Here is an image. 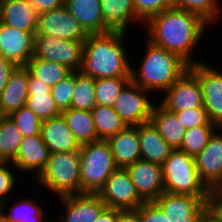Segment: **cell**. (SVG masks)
<instances>
[{"label":"cell","instance_id":"obj_1","mask_svg":"<svg viewBox=\"0 0 222 222\" xmlns=\"http://www.w3.org/2000/svg\"><path fill=\"white\" fill-rule=\"evenodd\" d=\"M143 25L146 38L154 45L178 55L189 66L202 62L192 57L209 27L199 15L173 7L150 17Z\"/></svg>","mask_w":222,"mask_h":222},{"label":"cell","instance_id":"obj_2","mask_svg":"<svg viewBox=\"0 0 222 222\" xmlns=\"http://www.w3.org/2000/svg\"><path fill=\"white\" fill-rule=\"evenodd\" d=\"M124 32L109 31L89 34L84 41L83 63L80 71L95 79L131 77Z\"/></svg>","mask_w":222,"mask_h":222},{"label":"cell","instance_id":"obj_3","mask_svg":"<svg viewBox=\"0 0 222 222\" xmlns=\"http://www.w3.org/2000/svg\"><path fill=\"white\" fill-rule=\"evenodd\" d=\"M146 51L138 69L131 66V80L150 92L162 94L189 68L178 55L146 39ZM137 70V71H136Z\"/></svg>","mask_w":222,"mask_h":222},{"label":"cell","instance_id":"obj_4","mask_svg":"<svg viewBox=\"0 0 222 222\" xmlns=\"http://www.w3.org/2000/svg\"><path fill=\"white\" fill-rule=\"evenodd\" d=\"M164 192L171 194L210 197V190L200 180L195 158L173 149L162 164Z\"/></svg>","mask_w":222,"mask_h":222},{"label":"cell","instance_id":"obj_5","mask_svg":"<svg viewBox=\"0 0 222 222\" xmlns=\"http://www.w3.org/2000/svg\"><path fill=\"white\" fill-rule=\"evenodd\" d=\"M36 183L55 196L80 194L79 151L50 153L44 170Z\"/></svg>","mask_w":222,"mask_h":222},{"label":"cell","instance_id":"obj_6","mask_svg":"<svg viewBox=\"0 0 222 222\" xmlns=\"http://www.w3.org/2000/svg\"><path fill=\"white\" fill-rule=\"evenodd\" d=\"M80 194H98L106 179L118 167L109 143L98 140L80 146Z\"/></svg>","mask_w":222,"mask_h":222},{"label":"cell","instance_id":"obj_7","mask_svg":"<svg viewBox=\"0 0 222 222\" xmlns=\"http://www.w3.org/2000/svg\"><path fill=\"white\" fill-rule=\"evenodd\" d=\"M84 42L64 40L47 34L34 37L33 57L64 65L80 71L83 63Z\"/></svg>","mask_w":222,"mask_h":222},{"label":"cell","instance_id":"obj_8","mask_svg":"<svg viewBox=\"0 0 222 222\" xmlns=\"http://www.w3.org/2000/svg\"><path fill=\"white\" fill-rule=\"evenodd\" d=\"M150 91L132 80L123 88L113 106L126 126H138L150 121L154 103L148 98Z\"/></svg>","mask_w":222,"mask_h":222},{"label":"cell","instance_id":"obj_9","mask_svg":"<svg viewBox=\"0 0 222 222\" xmlns=\"http://www.w3.org/2000/svg\"><path fill=\"white\" fill-rule=\"evenodd\" d=\"M98 195L108 208L135 210L145 203L137 193L126 168L114 170Z\"/></svg>","mask_w":222,"mask_h":222},{"label":"cell","instance_id":"obj_10","mask_svg":"<svg viewBox=\"0 0 222 222\" xmlns=\"http://www.w3.org/2000/svg\"><path fill=\"white\" fill-rule=\"evenodd\" d=\"M201 83L203 107L207 116L217 127H222V71L206 62L189 66Z\"/></svg>","mask_w":222,"mask_h":222},{"label":"cell","instance_id":"obj_11","mask_svg":"<svg viewBox=\"0 0 222 222\" xmlns=\"http://www.w3.org/2000/svg\"><path fill=\"white\" fill-rule=\"evenodd\" d=\"M163 94L161 105L171 112L204 108L201 83L189 68Z\"/></svg>","mask_w":222,"mask_h":222},{"label":"cell","instance_id":"obj_12","mask_svg":"<svg viewBox=\"0 0 222 222\" xmlns=\"http://www.w3.org/2000/svg\"><path fill=\"white\" fill-rule=\"evenodd\" d=\"M210 197L163 192L154 203L163 211L168 222H197L209 207Z\"/></svg>","mask_w":222,"mask_h":222},{"label":"cell","instance_id":"obj_13","mask_svg":"<svg viewBox=\"0 0 222 222\" xmlns=\"http://www.w3.org/2000/svg\"><path fill=\"white\" fill-rule=\"evenodd\" d=\"M36 34H47L64 40L82 41L88 34L65 5L38 14Z\"/></svg>","mask_w":222,"mask_h":222},{"label":"cell","instance_id":"obj_14","mask_svg":"<svg viewBox=\"0 0 222 222\" xmlns=\"http://www.w3.org/2000/svg\"><path fill=\"white\" fill-rule=\"evenodd\" d=\"M126 170L144 202H154L164 192L162 165L139 159Z\"/></svg>","mask_w":222,"mask_h":222},{"label":"cell","instance_id":"obj_15","mask_svg":"<svg viewBox=\"0 0 222 222\" xmlns=\"http://www.w3.org/2000/svg\"><path fill=\"white\" fill-rule=\"evenodd\" d=\"M200 180L211 191L222 179V127L210 136L207 145L195 157Z\"/></svg>","mask_w":222,"mask_h":222},{"label":"cell","instance_id":"obj_16","mask_svg":"<svg viewBox=\"0 0 222 222\" xmlns=\"http://www.w3.org/2000/svg\"><path fill=\"white\" fill-rule=\"evenodd\" d=\"M36 32H25L0 23V48L5 59L25 66L33 57Z\"/></svg>","mask_w":222,"mask_h":222},{"label":"cell","instance_id":"obj_17","mask_svg":"<svg viewBox=\"0 0 222 222\" xmlns=\"http://www.w3.org/2000/svg\"><path fill=\"white\" fill-rule=\"evenodd\" d=\"M59 199L65 208L64 220L61 222H96L107 208L98 194L81 193L66 195Z\"/></svg>","mask_w":222,"mask_h":222},{"label":"cell","instance_id":"obj_18","mask_svg":"<svg viewBox=\"0 0 222 222\" xmlns=\"http://www.w3.org/2000/svg\"><path fill=\"white\" fill-rule=\"evenodd\" d=\"M49 149L42 139L41 133L36 136H26L20 143L17 155L11 162L23 173H32L35 179L44 170L49 159Z\"/></svg>","mask_w":222,"mask_h":222},{"label":"cell","instance_id":"obj_19","mask_svg":"<svg viewBox=\"0 0 222 222\" xmlns=\"http://www.w3.org/2000/svg\"><path fill=\"white\" fill-rule=\"evenodd\" d=\"M0 23L25 32H36L38 13L29 0H2Z\"/></svg>","mask_w":222,"mask_h":222},{"label":"cell","instance_id":"obj_20","mask_svg":"<svg viewBox=\"0 0 222 222\" xmlns=\"http://www.w3.org/2000/svg\"><path fill=\"white\" fill-rule=\"evenodd\" d=\"M41 136L50 153L75 152L80 144L69 129L62 115L42 121Z\"/></svg>","mask_w":222,"mask_h":222},{"label":"cell","instance_id":"obj_21","mask_svg":"<svg viewBox=\"0 0 222 222\" xmlns=\"http://www.w3.org/2000/svg\"><path fill=\"white\" fill-rule=\"evenodd\" d=\"M106 141L118 168H126L141 159L138 126H126Z\"/></svg>","mask_w":222,"mask_h":222},{"label":"cell","instance_id":"obj_22","mask_svg":"<svg viewBox=\"0 0 222 222\" xmlns=\"http://www.w3.org/2000/svg\"><path fill=\"white\" fill-rule=\"evenodd\" d=\"M64 5L89 34L106 33L100 0H64Z\"/></svg>","mask_w":222,"mask_h":222},{"label":"cell","instance_id":"obj_23","mask_svg":"<svg viewBox=\"0 0 222 222\" xmlns=\"http://www.w3.org/2000/svg\"><path fill=\"white\" fill-rule=\"evenodd\" d=\"M28 98V69L18 66L11 74L5 89L0 93V110L4 116L26 105Z\"/></svg>","mask_w":222,"mask_h":222},{"label":"cell","instance_id":"obj_24","mask_svg":"<svg viewBox=\"0 0 222 222\" xmlns=\"http://www.w3.org/2000/svg\"><path fill=\"white\" fill-rule=\"evenodd\" d=\"M138 137L140 157L143 160L162 165L173 150L151 120L138 125Z\"/></svg>","mask_w":222,"mask_h":222},{"label":"cell","instance_id":"obj_25","mask_svg":"<svg viewBox=\"0 0 222 222\" xmlns=\"http://www.w3.org/2000/svg\"><path fill=\"white\" fill-rule=\"evenodd\" d=\"M51 87L34 77L28 70V98L26 106L36 114L41 121L61 114L50 93Z\"/></svg>","mask_w":222,"mask_h":222},{"label":"cell","instance_id":"obj_26","mask_svg":"<svg viewBox=\"0 0 222 222\" xmlns=\"http://www.w3.org/2000/svg\"><path fill=\"white\" fill-rule=\"evenodd\" d=\"M104 24L110 31L127 33L136 22L133 0H100Z\"/></svg>","mask_w":222,"mask_h":222},{"label":"cell","instance_id":"obj_27","mask_svg":"<svg viewBox=\"0 0 222 222\" xmlns=\"http://www.w3.org/2000/svg\"><path fill=\"white\" fill-rule=\"evenodd\" d=\"M150 120L171 148H180L186 128L176 113L167 110L161 104L154 105Z\"/></svg>","mask_w":222,"mask_h":222},{"label":"cell","instance_id":"obj_28","mask_svg":"<svg viewBox=\"0 0 222 222\" xmlns=\"http://www.w3.org/2000/svg\"><path fill=\"white\" fill-rule=\"evenodd\" d=\"M61 115L80 146L99 140L91 111L69 108Z\"/></svg>","mask_w":222,"mask_h":222},{"label":"cell","instance_id":"obj_29","mask_svg":"<svg viewBox=\"0 0 222 222\" xmlns=\"http://www.w3.org/2000/svg\"><path fill=\"white\" fill-rule=\"evenodd\" d=\"M97 138L107 140L126 127L112 106L95 105L91 109Z\"/></svg>","mask_w":222,"mask_h":222},{"label":"cell","instance_id":"obj_30","mask_svg":"<svg viewBox=\"0 0 222 222\" xmlns=\"http://www.w3.org/2000/svg\"><path fill=\"white\" fill-rule=\"evenodd\" d=\"M23 138V133L9 116H4L0 120L1 162H12L15 159Z\"/></svg>","mask_w":222,"mask_h":222},{"label":"cell","instance_id":"obj_31","mask_svg":"<svg viewBox=\"0 0 222 222\" xmlns=\"http://www.w3.org/2000/svg\"><path fill=\"white\" fill-rule=\"evenodd\" d=\"M25 67L34 77L40 78L43 83L48 84L50 87L54 86L57 82L66 78L73 72L64 65L35 57H32Z\"/></svg>","mask_w":222,"mask_h":222},{"label":"cell","instance_id":"obj_32","mask_svg":"<svg viewBox=\"0 0 222 222\" xmlns=\"http://www.w3.org/2000/svg\"><path fill=\"white\" fill-rule=\"evenodd\" d=\"M94 88L95 78L81 71H75V85L70 108L91 111L96 105Z\"/></svg>","mask_w":222,"mask_h":222},{"label":"cell","instance_id":"obj_33","mask_svg":"<svg viewBox=\"0 0 222 222\" xmlns=\"http://www.w3.org/2000/svg\"><path fill=\"white\" fill-rule=\"evenodd\" d=\"M130 81L131 77L95 79L94 95L96 104L113 107L117 97Z\"/></svg>","mask_w":222,"mask_h":222},{"label":"cell","instance_id":"obj_34","mask_svg":"<svg viewBox=\"0 0 222 222\" xmlns=\"http://www.w3.org/2000/svg\"><path fill=\"white\" fill-rule=\"evenodd\" d=\"M217 126H196L185 131L179 150L196 157L207 145Z\"/></svg>","mask_w":222,"mask_h":222},{"label":"cell","instance_id":"obj_35","mask_svg":"<svg viewBox=\"0 0 222 222\" xmlns=\"http://www.w3.org/2000/svg\"><path fill=\"white\" fill-rule=\"evenodd\" d=\"M174 7L199 15L208 24L214 22L222 11L219 0H173Z\"/></svg>","mask_w":222,"mask_h":222},{"label":"cell","instance_id":"obj_36","mask_svg":"<svg viewBox=\"0 0 222 222\" xmlns=\"http://www.w3.org/2000/svg\"><path fill=\"white\" fill-rule=\"evenodd\" d=\"M7 212H3V218L7 222H18L27 218H44L45 214L36 199H31L30 197L12 203Z\"/></svg>","mask_w":222,"mask_h":222},{"label":"cell","instance_id":"obj_37","mask_svg":"<svg viewBox=\"0 0 222 222\" xmlns=\"http://www.w3.org/2000/svg\"><path fill=\"white\" fill-rule=\"evenodd\" d=\"M9 117L17 124L24 137L40 134L42 121L26 105L11 113Z\"/></svg>","mask_w":222,"mask_h":222},{"label":"cell","instance_id":"obj_38","mask_svg":"<svg viewBox=\"0 0 222 222\" xmlns=\"http://www.w3.org/2000/svg\"><path fill=\"white\" fill-rule=\"evenodd\" d=\"M75 85V71L51 87L50 93L57 108L62 112L71 106Z\"/></svg>","mask_w":222,"mask_h":222},{"label":"cell","instance_id":"obj_39","mask_svg":"<svg viewBox=\"0 0 222 222\" xmlns=\"http://www.w3.org/2000/svg\"><path fill=\"white\" fill-rule=\"evenodd\" d=\"M136 22L145 23L150 17L174 7L173 0H133Z\"/></svg>","mask_w":222,"mask_h":222},{"label":"cell","instance_id":"obj_40","mask_svg":"<svg viewBox=\"0 0 222 222\" xmlns=\"http://www.w3.org/2000/svg\"><path fill=\"white\" fill-rule=\"evenodd\" d=\"M175 113L186 130L196 126H216L210 122L204 108L186 109Z\"/></svg>","mask_w":222,"mask_h":222},{"label":"cell","instance_id":"obj_41","mask_svg":"<svg viewBox=\"0 0 222 222\" xmlns=\"http://www.w3.org/2000/svg\"><path fill=\"white\" fill-rule=\"evenodd\" d=\"M11 162H0V201L3 205L9 204L8 196L14 191L17 177L13 172L14 166ZM8 201V202H7Z\"/></svg>","mask_w":222,"mask_h":222},{"label":"cell","instance_id":"obj_42","mask_svg":"<svg viewBox=\"0 0 222 222\" xmlns=\"http://www.w3.org/2000/svg\"><path fill=\"white\" fill-rule=\"evenodd\" d=\"M141 222H168V217L154 202H145L138 209Z\"/></svg>","mask_w":222,"mask_h":222},{"label":"cell","instance_id":"obj_43","mask_svg":"<svg viewBox=\"0 0 222 222\" xmlns=\"http://www.w3.org/2000/svg\"><path fill=\"white\" fill-rule=\"evenodd\" d=\"M18 66L5 58L0 59V93L5 89L11 74Z\"/></svg>","mask_w":222,"mask_h":222},{"label":"cell","instance_id":"obj_44","mask_svg":"<svg viewBox=\"0 0 222 222\" xmlns=\"http://www.w3.org/2000/svg\"><path fill=\"white\" fill-rule=\"evenodd\" d=\"M37 13L54 10L64 5V0H29Z\"/></svg>","mask_w":222,"mask_h":222},{"label":"cell","instance_id":"obj_45","mask_svg":"<svg viewBox=\"0 0 222 222\" xmlns=\"http://www.w3.org/2000/svg\"><path fill=\"white\" fill-rule=\"evenodd\" d=\"M120 209L106 208L96 222H118Z\"/></svg>","mask_w":222,"mask_h":222},{"label":"cell","instance_id":"obj_46","mask_svg":"<svg viewBox=\"0 0 222 222\" xmlns=\"http://www.w3.org/2000/svg\"><path fill=\"white\" fill-rule=\"evenodd\" d=\"M209 207L222 220V194H210Z\"/></svg>","mask_w":222,"mask_h":222},{"label":"cell","instance_id":"obj_47","mask_svg":"<svg viewBox=\"0 0 222 222\" xmlns=\"http://www.w3.org/2000/svg\"><path fill=\"white\" fill-rule=\"evenodd\" d=\"M118 222H141L139 212L135 210H120Z\"/></svg>","mask_w":222,"mask_h":222},{"label":"cell","instance_id":"obj_48","mask_svg":"<svg viewBox=\"0 0 222 222\" xmlns=\"http://www.w3.org/2000/svg\"><path fill=\"white\" fill-rule=\"evenodd\" d=\"M197 222H222V220L208 207L199 217Z\"/></svg>","mask_w":222,"mask_h":222},{"label":"cell","instance_id":"obj_49","mask_svg":"<svg viewBox=\"0 0 222 222\" xmlns=\"http://www.w3.org/2000/svg\"><path fill=\"white\" fill-rule=\"evenodd\" d=\"M210 194H222V179L219 183L210 191Z\"/></svg>","mask_w":222,"mask_h":222},{"label":"cell","instance_id":"obj_50","mask_svg":"<svg viewBox=\"0 0 222 222\" xmlns=\"http://www.w3.org/2000/svg\"><path fill=\"white\" fill-rule=\"evenodd\" d=\"M44 218H27V219H21L18 222H43Z\"/></svg>","mask_w":222,"mask_h":222},{"label":"cell","instance_id":"obj_51","mask_svg":"<svg viewBox=\"0 0 222 222\" xmlns=\"http://www.w3.org/2000/svg\"><path fill=\"white\" fill-rule=\"evenodd\" d=\"M6 208L4 205H3V202L0 201V219L3 218V212L5 211Z\"/></svg>","mask_w":222,"mask_h":222},{"label":"cell","instance_id":"obj_52","mask_svg":"<svg viewBox=\"0 0 222 222\" xmlns=\"http://www.w3.org/2000/svg\"><path fill=\"white\" fill-rule=\"evenodd\" d=\"M2 58H4V56H3L1 48H0V59H2Z\"/></svg>","mask_w":222,"mask_h":222},{"label":"cell","instance_id":"obj_53","mask_svg":"<svg viewBox=\"0 0 222 222\" xmlns=\"http://www.w3.org/2000/svg\"><path fill=\"white\" fill-rule=\"evenodd\" d=\"M43 222H55V221H51V220L48 221L44 219ZM56 222H61V221H56Z\"/></svg>","mask_w":222,"mask_h":222},{"label":"cell","instance_id":"obj_54","mask_svg":"<svg viewBox=\"0 0 222 222\" xmlns=\"http://www.w3.org/2000/svg\"><path fill=\"white\" fill-rule=\"evenodd\" d=\"M4 117V115L2 114L1 110H0V120Z\"/></svg>","mask_w":222,"mask_h":222},{"label":"cell","instance_id":"obj_55","mask_svg":"<svg viewBox=\"0 0 222 222\" xmlns=\"http://www.w3.org/2000/svg\"><path fill=\"white\" fill-rule=\"evenodd\" d=\"M0 222H7L4 218L0 219Z\"/></svg>","mask_w":222,"mask_h":222}]
</instances>
